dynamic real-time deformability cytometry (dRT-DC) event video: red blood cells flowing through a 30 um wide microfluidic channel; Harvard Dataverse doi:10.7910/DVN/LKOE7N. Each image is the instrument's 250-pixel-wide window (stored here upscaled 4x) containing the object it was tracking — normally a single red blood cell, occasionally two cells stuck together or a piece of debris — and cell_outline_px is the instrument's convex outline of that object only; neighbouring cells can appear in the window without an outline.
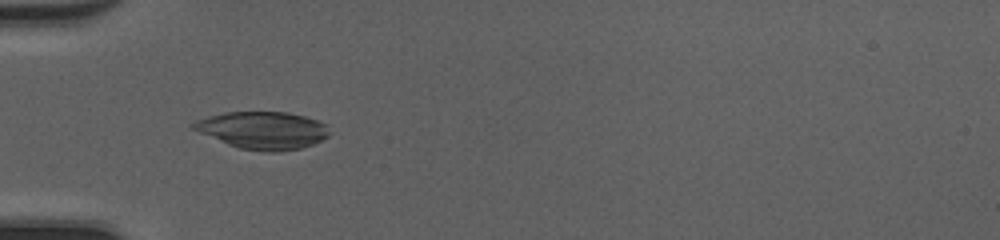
{"species": "common noctule bat (a hibernating species)", "species_latin": "Nyctalus noctula", "temperature_condition": "cold", "stored_images_in_passage": 49, "camera_frame_rate_fps": 3000, "um_per_image_px": 0.085, "animal": {"sex": "female", "body_mass_g": 20.0, "forearm_length_mm": 54.0}, "frame": {"image": 1, "passage_image": 16, "time_ms": 5.0, "image_size_px": [1000, 240], "cell_outline_px": [[328, 136], [312, 144], [300, 148], [280, 152], [268, 152], [240, 148], [228, 144], [200, 132], [192, 128], [188, 124], [196, 120], [208, 116], [224, 112], [288, 112], [304, 116], [328, 124]], "centroid_in_image_um": [22.33, 11.06], "position_along_channel_um": 62.7, "area_um2": 29.54}}
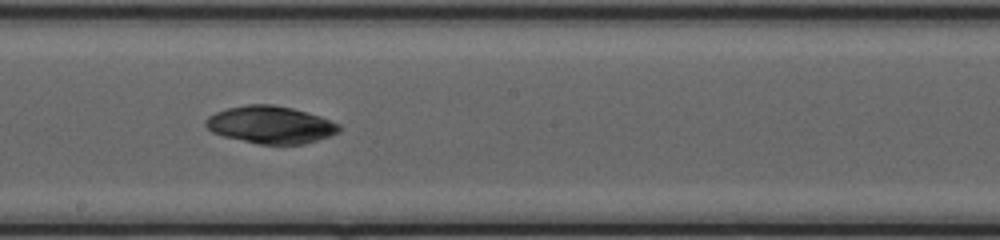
{"frame": {"image": 2, "passage_image": 28, "time_ms": 9.0, "image_size_px": [1000, 240], "cell_outline_px": [[340, 132], [304, 144], [260, 144], [224, 136], [212, 132], [204, 124], [204, 120], [208, 116], [216, 112], [228, 108], [248, 104], [272, 104], [292, 108], [320, 116], [340, 124]], "centroid_in_image_um": [22.99, 10.6], "position_along_channel_um": 225.2, "area_um2": 28.9}}
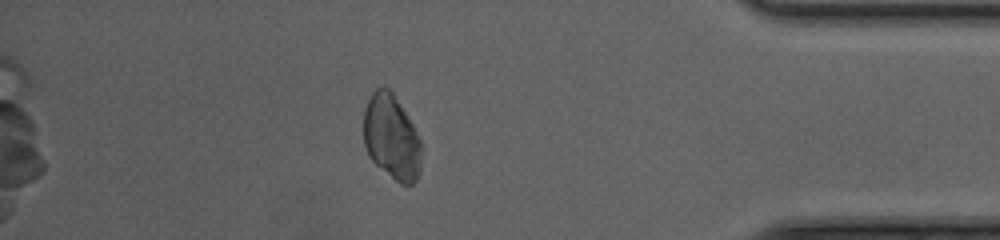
{"frame": {"image": 3, "passage_image": 43, "time_ms": 14.0, "image_size_px": [1000, 240], "cell_outline_px": [[424, 148], [420, 168], [416, 180], [412, 184], [400, 184], [376, 164], [368, 156], [364, 144], [364, 108], [372, 92], [380, 84], [384, 84], [392, 92], [400, 104], [420, 136]], "centroid_in_image_um": [33.3, 11.64], "position_along_channel_um": 401.9, "area_um2": 29.07}, "authors_computed_cell_mechanics": {"area_um2": 29.3624, "velocity_mm_per_s": 4.1788, "shape_relaxation_time_tau1_ms": 3.1696, "shape_relaxation_time_tau2_ms": null, "deformation_change_tau1": 0.0457, "deformation_change_tau2": null}}